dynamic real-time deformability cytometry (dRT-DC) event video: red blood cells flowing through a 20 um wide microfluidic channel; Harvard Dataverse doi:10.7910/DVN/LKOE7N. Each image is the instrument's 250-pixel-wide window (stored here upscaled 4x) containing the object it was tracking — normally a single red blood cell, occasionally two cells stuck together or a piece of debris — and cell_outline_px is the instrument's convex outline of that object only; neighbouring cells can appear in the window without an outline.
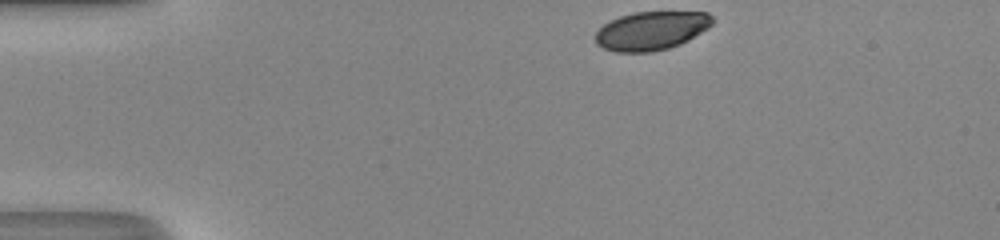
{"species": "human", "species_latin": "Homo sapiens", "temperature_condition": "room temperature", "stored_images_in_passage": 34, "camera_frame_rate_fps": 3000, "um_per_image_px": 0.085, "donor": {"sex": "male"}, "frame": {"image": 1, "passage_image": 1, "time_ms": 0.0, "image_size_px": [1000, 240], "cell_outline_px": [[716, 20], [708, 28], [688, 40], [680, 44], [668, 48], [652, 52], [616, 52], [604, 48], [596, 44], [596, 32], [604, 24], [620, 16], [632, 12], [708, 12]], "centroid_in_image_um": [55.38, 2.61], "position_along_channel_um": 29.6, "area_um2": 26.36}}
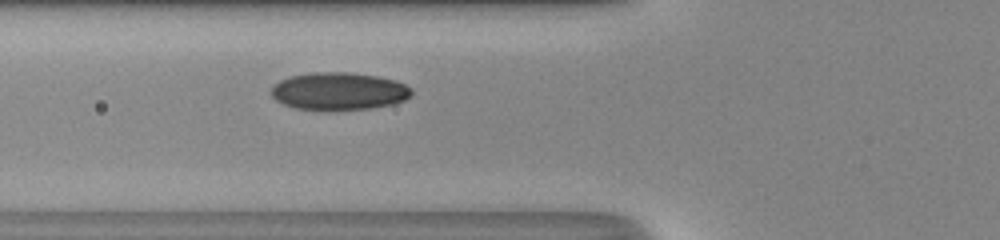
{"frame": {"image": 2, "passage_image": 11, "time_ms": 3.333, "image_size_px": [1000, 240], "cell_outline_px": [[412, 96], [404, 100], [392, 104], [372, 108], [332, 112], [324, 112], [296, 108], [284, 104], [276, 100], [268, 92], [280, 80], [288, 76], [316, 72], [352, 72], [376, 76], [396, 80], [412, 88]], "centroid_in_image_um": [28.8, 7.78], "position_along_channel_um": 97.0, "area_um2": 31.5}}
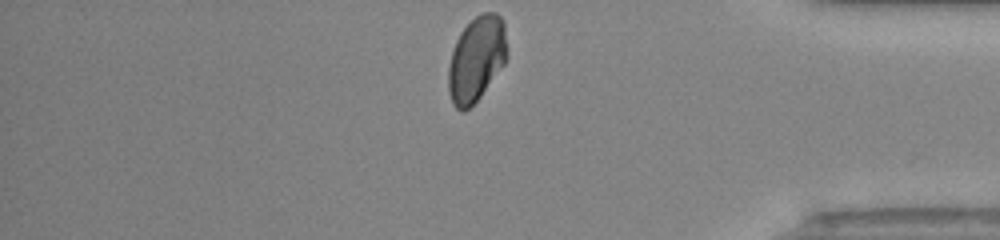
{"frame": {"image": 3, "passage_image": 34, "time_ms": 11.0, "image_size_px": [1000, 240], "cell_outline_px": [[508, 56], [504, 64], [480, 96], [464, 112], [460, 112], [452, 104], [448, 92], [448, 68], [452, 52], [456, 40], [460, 32], [476, 16], [484, 12], [496, 12], [504, 20], [508, 48]], "centroid_in_image_um": [40.51, 5.0], "position_along_channel_um": 394.7, "area_um2": 29.3}, "authors_computed_cell_mechanics": {"area_um2": 29.5358, "velocity_mm_per_s": 4.2043, "shape_relaxation_time_tau1_ms": 4.1205, "shape_relaxation_time_tau2_ms": 0.9375, "deformation_change_tau1": 0.1252, "deformation_change_tau2": 0.0376}}